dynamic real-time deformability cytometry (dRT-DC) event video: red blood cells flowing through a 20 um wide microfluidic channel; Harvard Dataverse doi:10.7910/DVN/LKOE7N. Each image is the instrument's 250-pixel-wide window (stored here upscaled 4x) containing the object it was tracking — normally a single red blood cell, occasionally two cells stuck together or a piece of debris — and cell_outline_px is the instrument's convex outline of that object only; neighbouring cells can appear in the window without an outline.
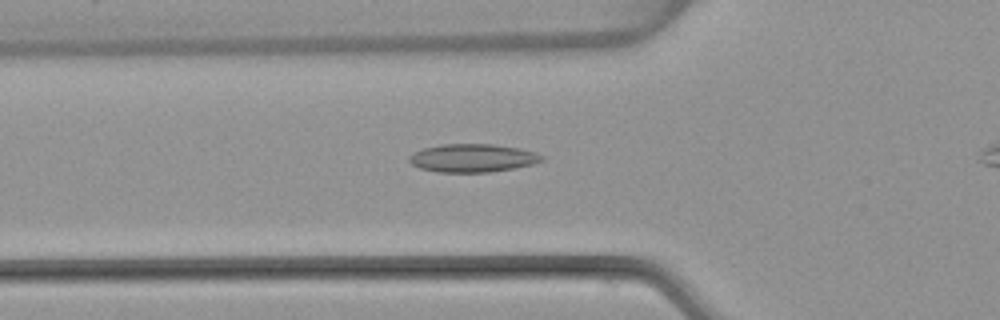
{"species": "common noctule bat (a hibernating species)", "species_latin": "Nyctalus noctula", "temperature_condition": "warm", "stored_images_in_passage": 33, "camera_frame_rate_fps": 3000, "um_per_image_px": 0.085, "animal": {"sex": "female", "body_mass_g": 22.7, "forearm_length_mm": 54.2}, "frame": {"image": 1, "passage_image": 5, "time_ms": 1.333, "image_size_px": [1000, 320], "cell_outline_px": [[544, 160], [532, 164], [516, 168], [488, 172], [436, 172], [420, 168], [412, 164], [408, 160], [408, 156], [424, 148], [440, 144], [492, 144], [520, 148], [536, 152], [544, 156]], "centroid_in_image_um": [40.19, 13.43], "position_along_channel_um": 85.6, "area_um2": 21.85}}
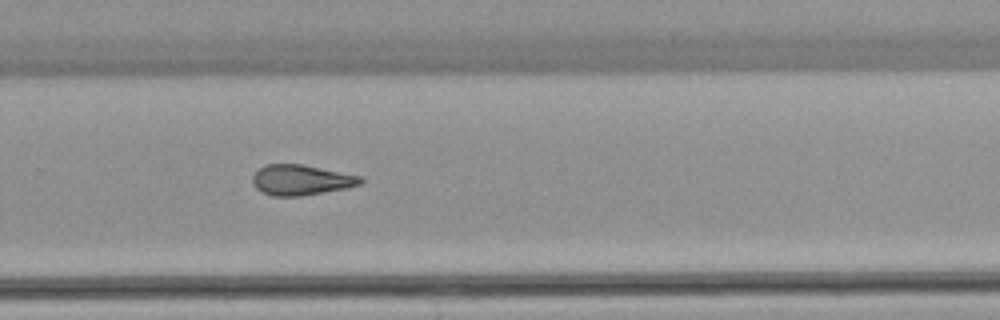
{"frame": {"image": 2, "passage_image": 22, "time_ms": 7.0, "image_size_px": [1000, 320], "cell_outline_px": [[364, 180], [360, 184], [348, 188], [300, 196], [272, 196], [256, 188], [252, 180], [252, 176], [264, 164], [300, 164], [360, 176]], "centroid_in_image_um": [25.58, 15.3], "position_along_channel_um": 304.2, "area_um2": 18.9}}
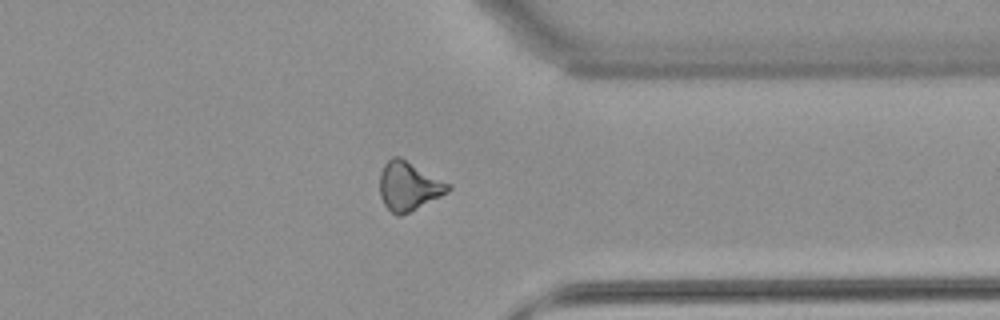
{"frame": {"image": 3, "passage_image": 28, "time_ms": 9.0, "image_size_px": [1000, 320], "cell_outline_px": [[452, 188], [448, 192], [400, 216], [396, 216], [384, 204], [380, 196], [380, 172], [384, 164], [392, 156], [400, 156], [452, 184]], "centroid_in_image_um": [34.74, 15.79], "position_along_channel_um": 376.7, "area_um2": 19.48}}